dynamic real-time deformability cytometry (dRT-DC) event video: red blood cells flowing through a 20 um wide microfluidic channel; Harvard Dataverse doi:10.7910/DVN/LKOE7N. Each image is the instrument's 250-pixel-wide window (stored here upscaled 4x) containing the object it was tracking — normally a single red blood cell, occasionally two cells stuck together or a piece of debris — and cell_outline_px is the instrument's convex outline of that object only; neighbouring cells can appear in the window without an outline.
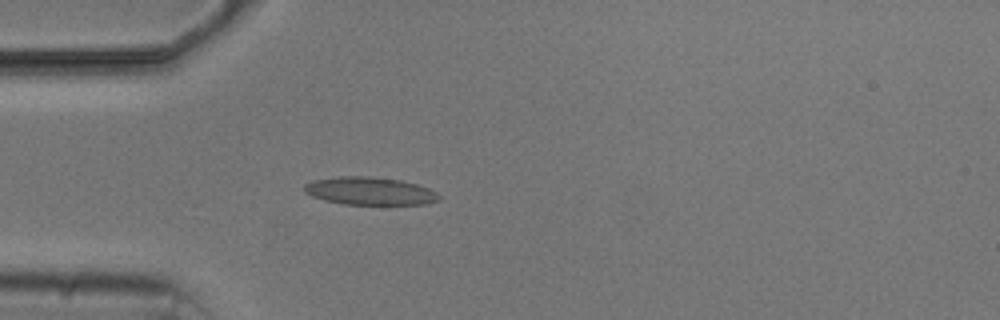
{"species": "common noctule bat (a hibernating species)", "species_latin": "Nyctalus noctula", "temperature_condition": "cold", "stored_images_in_passage": 4, "camera_frame_rate_fps": 3000, "um_per_image_px": 0.085, "animal": {"sex": "male", "body_mass_g": 20.5, "forearm_length_mm": 52.5}, "frame": {"image": 1, "passage_image": 4, "time_ms": 3.667, "image_size_px": [1000, 320], "cell_outline_px": [[440, 200], [424, 204], [344, 204], [324, 200], [312, 196], [304, 192], [304, 184], [312, 180], [340, 176], [368, 176], [400, 180], [416, 184], [428, 188], [436, 192], [440, 196]], "centroid_in_image_um": [31.41, 16.23], "position_along_channel_um": 53.6, "area_um2": 21.79}}